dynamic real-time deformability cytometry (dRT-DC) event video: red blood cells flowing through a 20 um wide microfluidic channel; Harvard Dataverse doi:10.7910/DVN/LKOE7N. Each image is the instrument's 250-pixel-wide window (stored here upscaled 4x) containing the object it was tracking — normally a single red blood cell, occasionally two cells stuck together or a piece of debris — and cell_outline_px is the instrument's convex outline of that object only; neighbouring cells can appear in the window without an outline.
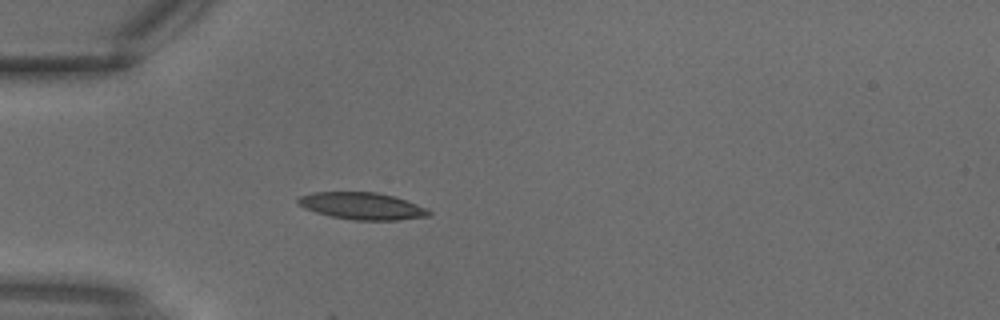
{"species": "common noctule bat (a hibernating species)", "species_latin": "Nyctalus noctula", "temperature_condition": "warm", "stored_images_in_passage": 3, "camera_frame_rate_fps": 3000, "um_per_image_px": 0.085, "animal": {"sex": "male", "body_mass_g": 18.8}, "frame": {"image": 1, "passage_image": 3, "time_ms": 0.667, "image_size_px": [1000, 320], "cell_outline_px": [[432, 216], [400, 220], [352, 220], [332, 216], [316, 212], [304, 208], [296, 204], [296, 200], [300, 196], [312, 192], [376, 192], [392, 196], [416, 204], [432, 212]], "centroid_in_image_um": [30.75, 17.51], "position_along_channel_um": 54.2, "area_um2": 20.58}}